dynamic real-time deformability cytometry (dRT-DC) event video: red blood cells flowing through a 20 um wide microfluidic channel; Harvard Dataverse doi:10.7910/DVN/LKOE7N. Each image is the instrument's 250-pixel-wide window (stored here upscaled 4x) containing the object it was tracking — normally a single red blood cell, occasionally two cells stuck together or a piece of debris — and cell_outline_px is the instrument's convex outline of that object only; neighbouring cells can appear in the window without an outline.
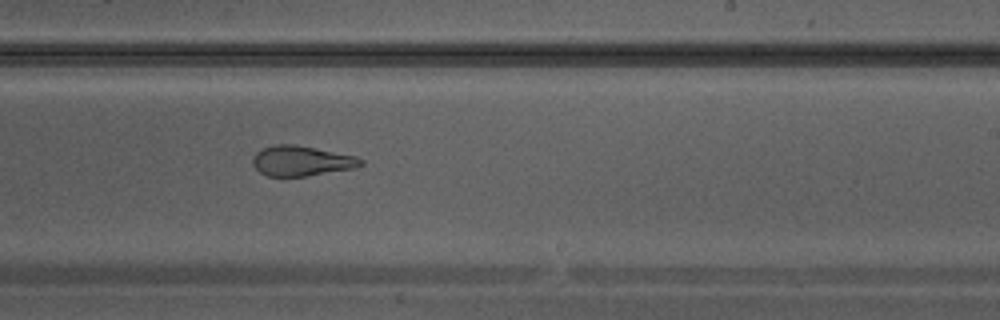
{"species": "Egyptian fruit bat (a non-hibernating species)", "species_latin": "Rousettus aegyptiacus", "temperature_condition": "warm", "stored_images_in_passage": 31, "camera_frame_rate_fps": 3000, "um_per_image_px": 0.085, "animal": {"sex": "male"}, "frame": {"image": 1, "passage_image": 18, "time_ms": 5.667, "image_size_px": [1000, 320], "cell_outline_px": [[364, 164], [352, 168], [304, 176], [268, 176], [260, 172], [252, 164], [252, 156], [256, 152], [264, 148], [276, 144], [292, 144], [356, 156], [364, 160]], "centroid_in_image_um": [25.59, 13.67], "position_along_channel_um": 263.4, "area_um2": 18.67}}